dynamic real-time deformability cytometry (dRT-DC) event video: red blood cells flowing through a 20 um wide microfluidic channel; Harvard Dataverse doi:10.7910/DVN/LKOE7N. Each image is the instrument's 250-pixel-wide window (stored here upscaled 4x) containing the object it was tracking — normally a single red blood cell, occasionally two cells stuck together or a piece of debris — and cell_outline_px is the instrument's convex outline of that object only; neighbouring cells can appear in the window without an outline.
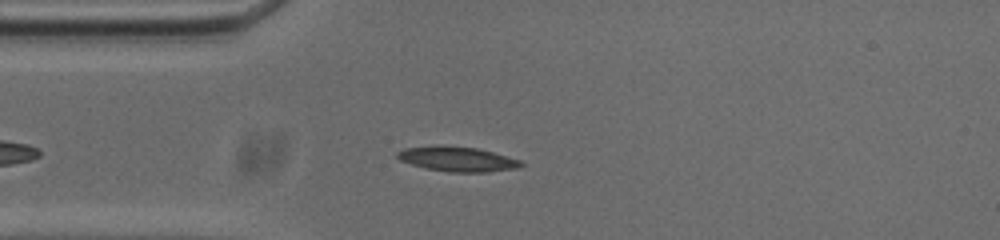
{"species": "common noctule bat (a hibernating species)", "species_latin": "Nyctalus noctula", "temperature_condition": "cold", "stored_images_in_passage": 48, "camera_frame_rate_fps": 3000, "um_per_image_px": 0.085, "animal": {"sex": "male", "body_mass_g": 20.0, "forearm_length_mm": 53.3}, "frame": {"image": 1, "passage_image": 10, "time_ms": 3.0, "image_size_px": [1000, 240], "cell_outline_px": [[524, 164], [516, 168], [488, 172], [448, 172], [424, 168], [400, 160], [396, 156], [396, 152], [404, 148], [476, 148], [492, 152], [520, 160]], "centroid_in_image_um": [38.91, 13.57], "position_along_channel_um": 46.1, "area_um2": 16.94}}
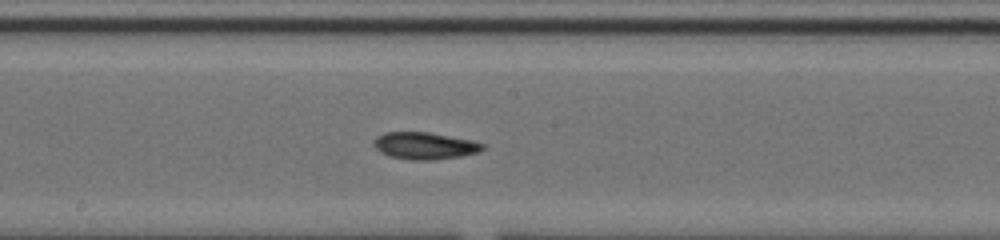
{"frame": {"image": 2, "passage_image": 24, "time_ms": 7.667, "image_size_px": [1000, 240], "cell_outline_px": [[484, 148], [476, 152], [460, 156], [432, 160], [412, 160], [388, 156], [380, 152], [376, 148], [376, 140], [384, 132], [428, 132], [472, 140], [484, 144]], "centroid_in_image_um": [36.11, 12.39], "position_along_channel_um": 212.1, "area_um2": 16.82}}
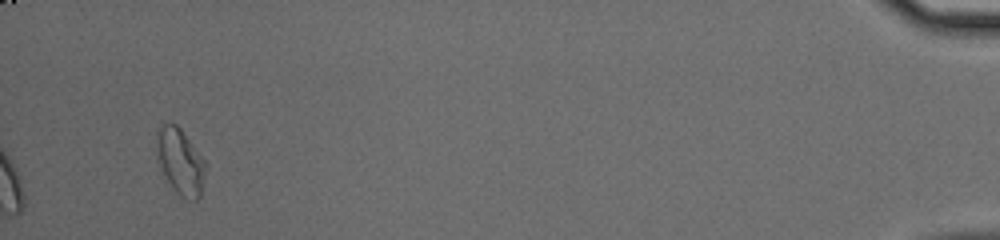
{"frame": {"image": 3, "passage_image": 48, "time_ms": 15.667, "image_size_px": [1000, 240], "cell_outline_px": [[208, 168], [200, 196], [196, 200], [188, 200], [180, 196], [176, 192], [168, 180], [160, 164], [156, 148], [156, 128], [164, 124], [176, 124], [180, 128], [208, 164]], "centroid_in_image_um": [15.37, 13.73], "position_along_channel_um": 419.8, "area_um2": 18.84}, "authors_computed_cell_mechanics": {"area_um2": 16.8198, "velocity_mm_per_s": 3.7335, "shape_relaxation_time_tau1_ms": null, "shape_relaxation_time_tau2_ms": 6.7125, "deformation_change_tau1": null, "deformation_change_tau2": 0.1349}}